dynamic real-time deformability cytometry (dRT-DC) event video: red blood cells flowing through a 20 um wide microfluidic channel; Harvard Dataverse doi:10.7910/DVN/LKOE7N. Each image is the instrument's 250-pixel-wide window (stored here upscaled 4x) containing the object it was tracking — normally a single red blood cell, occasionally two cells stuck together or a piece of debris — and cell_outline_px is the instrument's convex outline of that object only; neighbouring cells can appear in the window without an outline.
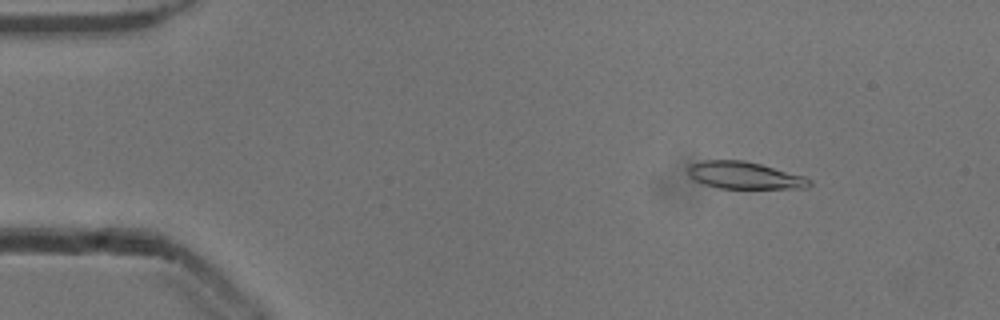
{"species": "common noctule bat (a hibernating species)", "species_latin": "Nyctalus noctula", "temperature_condition": "cold", "stored_images_in_passage": 52, "camera_frame_rate_fps": 3000, "um_per_image_px": 0.085, "animal": {"sex": "male", "body_mass_g": 13.3}, "frame": {"image": 1, "passage_image": 7, "time_ms": 2.0, "image_size_px": [1000, 320], "cell_outline_px": [[812, 184], [808, 188], [720, 188], [704, 184], [696, 180], [688, 172], [688, 168], [692, 164], [704, 160], [744, 160], [760, 164], [804, 176], [812, 180]], "centroid_in_image_um": [63.33, 14.91], "position_along_channel_um": 21.7, "area_um2": 18.96}}
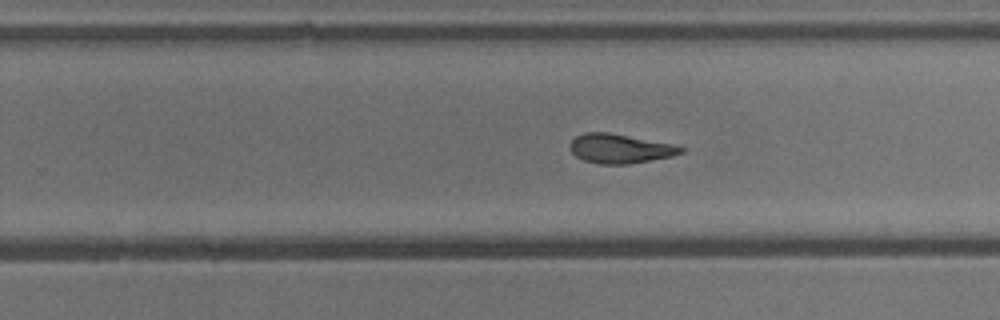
{"frame": {"image": 2, "passage_image": 33, "time_ms": 10.667, "image_size_px": [1000, 320], "cell_outline_px": [[684, 152], [672, 156], [628, 164], [600, 164], [584, 160], [576, 156], [572, 152], [572, 140], [576, 136], [584, 132], [608, 132], [680, 144], [684, 148]], "centroid_in_image_um": [52.78, 12.61], "position_along_channel_um": 277.0, "area_um2": 19.07}}
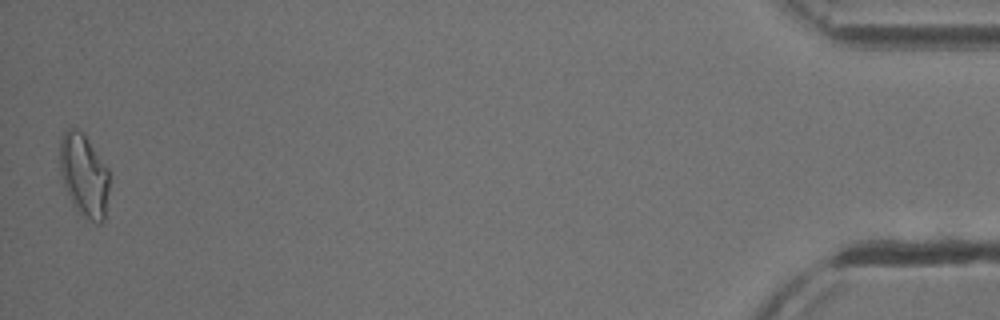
{"frame": {"image": 3, "passage_image": 52, "time_ms": 17.0, "image_size_px": [1000, 320], "cell_outline_px": [[108, 192], [104, 220], [100, 224], [96, 224], [84, 216], [72, 204], [60, 176], [60, 140], [64, 132], [68, 128], [76, 128], [84, 132], [108, 168]], "centroid_in_image_um": [7.13, 14.87], "position_along_channel_um": 428.1, "area_um2": 23.99}, "authors_computed_cell_mechanics": {"area_um2": 19.5942, "velocity_mm_per_s": 3.9008, "shape_relaxation_time_tau1_ms": null, "shape_relaxation_time_tau2_ms": 3.716, "deformation_change_tau1": null, "deformation_change_tau2": 0.1309}}